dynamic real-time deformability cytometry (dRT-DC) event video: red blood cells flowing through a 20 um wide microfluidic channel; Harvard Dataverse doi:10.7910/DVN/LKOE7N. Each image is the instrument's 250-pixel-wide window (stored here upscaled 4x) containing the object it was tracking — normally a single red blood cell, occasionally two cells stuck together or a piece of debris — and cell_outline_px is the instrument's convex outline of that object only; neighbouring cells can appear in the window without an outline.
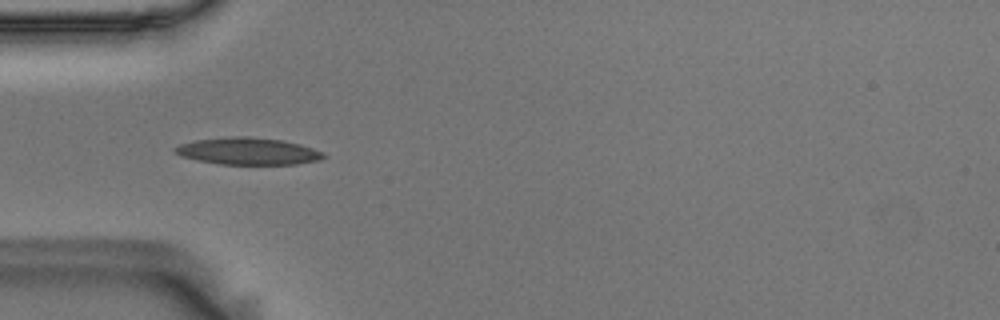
{"species": "Egyptian fruit bat (a non-hibernating species)", "species_latin": "Rousettus aegyptiacus", "temperature_condition": "room temperature", "stored_images_in_passage": 40, "camera_frame_rate_fps": 3000, "um_per_image_px": 0.085, "animal": {"sex": "male"}, "frame": {"image": 1, "passage_image": 1, "time_ms": 0.0, "image_size_px": [1000, 320], "cell_outline_px": [[328, 156], [316, 160], [296, 164], [220, 164], [196, 160], [180, 156], [172, 148], [180, 144], [196, 140], [228, 136], [248, 136], [284, 140], [300, 144], [324, 152]], "centroid_in_image_um": [21.07, 12.84], "position_along_channel_um": 63.9, "area_um2": 23.47}}
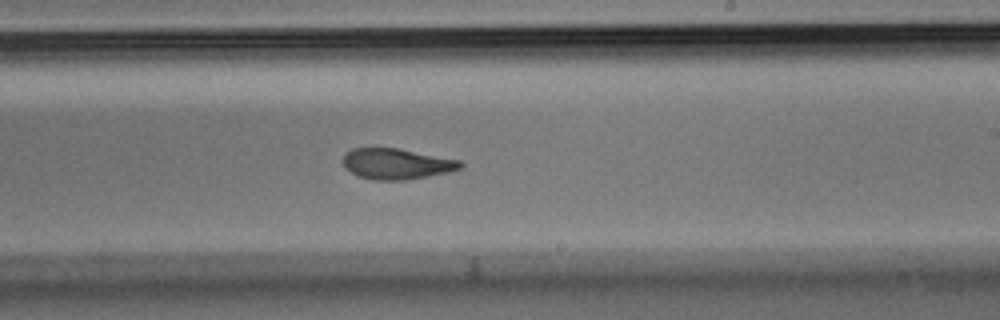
{"frame": {"image": 2, "passage_image": 17, "time_ms": 5.333, "image_size_px": [1000, 320], "cell_outline_px": [[464, 164], [460, 168], [448, 172], [428, 176], [404, 180], [372, 180], [356, 176], [344, 168], [344, 156], [352, 148], [396, 148], [460, 160]], "centroid_in_image_um": [33.68, 13.94], "position_along_channel_um": 255.3, "area_um2": 20.92}}
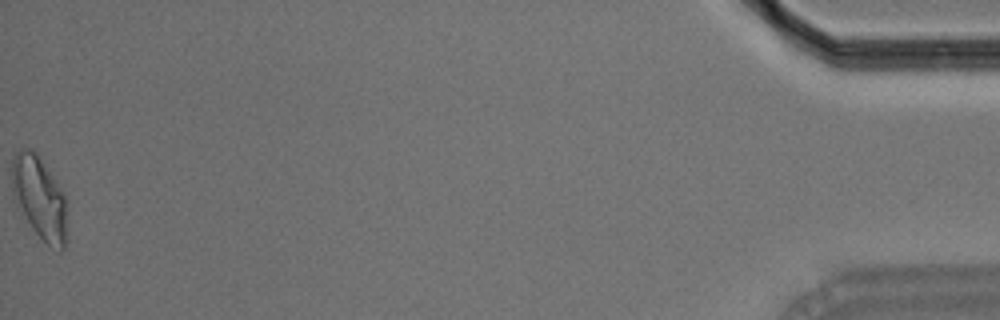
{"frame": {"image": 3, "passage_image": 40, "time_ms": 13.0, "image_size_px": [1000, 320], "cell_outline_px": [[68, 240], [64, 248], [60, 252], [48, 244], [32, 228], [12, 196], [12, 156], [20, 148], [32, 148], [36, 152], [60, 188], [64, 196]], "centroid_in_image_um": [3.35, 16.81], "position_along_channel_um": 431.8, "area_um2": 26.41}, "authors_computed_cell_mechanics": {"area_um2": 22.0218, "velocity_mm_per_s": 3.5911, "shape_relaxation_time_tau1_ms": null, "shape_relaxation_time_tau2_ms": 2.5197, "deformation_change_tau1": null, "deformation_change_tau2": 0.0996}}